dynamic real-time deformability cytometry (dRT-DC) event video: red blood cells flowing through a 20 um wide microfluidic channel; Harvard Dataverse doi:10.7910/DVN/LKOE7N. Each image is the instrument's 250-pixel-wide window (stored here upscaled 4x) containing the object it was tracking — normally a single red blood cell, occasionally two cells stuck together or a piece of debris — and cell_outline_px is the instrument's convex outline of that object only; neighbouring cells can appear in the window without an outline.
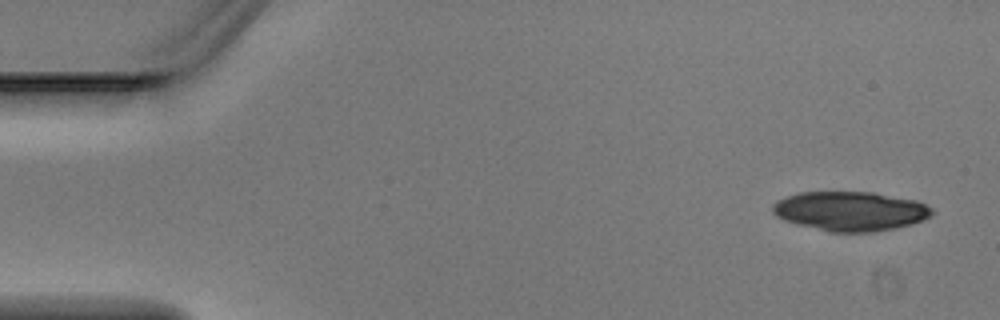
{"species": "Egyptian fruit bat (a non-hibernating species)", "species_latin": "Rousettus aegyptiacus", "temperature_condition": "warm", "stored_images_in_passage": 4, "camera_frame_rate_fps": 3000, "um_per_image_px": 0.085, "animal": {"sex": "male"}, "frame": {"image": 1, "passage_image": 1, "time_ms": 0.0, "image_size_px": [1000, 320], "cell_outline_px": [[936, 212], [932, 216], [924, 220], [912, 224], [896, 228], [872, 232], [828, 232], [796, 224], [784, 220], [776, 216], [772, 212], [772, 204], [776, 200], [800, 192], [872, 192], [916, 200], [932, 208]], "centroid_in_image_um": [72.29, 17.95], "position_along_channel_um": 12.7, "area_um2": 36.88}}